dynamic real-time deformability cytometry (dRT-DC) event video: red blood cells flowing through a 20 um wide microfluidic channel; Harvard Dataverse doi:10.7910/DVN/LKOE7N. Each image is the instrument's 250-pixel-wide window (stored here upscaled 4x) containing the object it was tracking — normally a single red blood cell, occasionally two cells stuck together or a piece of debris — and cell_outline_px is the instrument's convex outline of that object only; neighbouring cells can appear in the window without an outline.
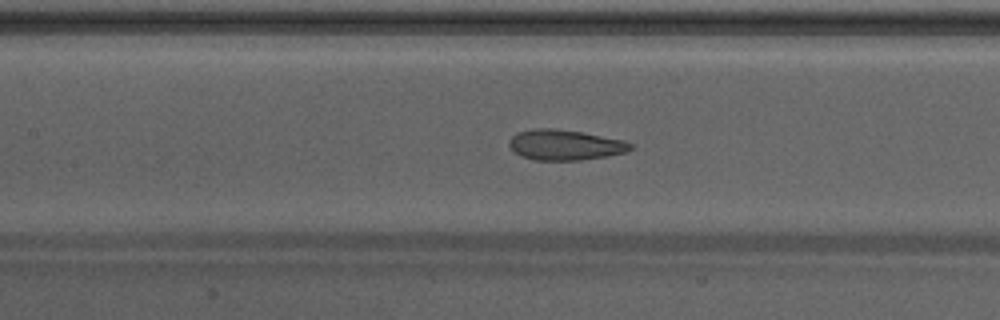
{"species": "Egyptian fruit bat (a non-hibernating species)", "species_latin": "Rousettus aegyptiacus", "temperature_condition": "warm", "stored_images_in_passage": 18, "camera_frame_rate_fps": 3000, "um_per_image_px": 0.085, "animal": {"sex": "male"}, "frame": {"image": 1, "passage_image": 16, "time_ms": 5.0, "image_size_px": [1000, 320], "cell_outline_px": [[632, 148], [628, 152], [608, 156], [580, 160], [536, 160], [520, 156], [508, 144], [508, 140], [512, 136], [520, 132], [532, 128], [548, 128], [580, 132], [624, 140], [632, 144]], "centroid_in_image_um": [48.03, 12.32], "position_along_channel_um": 159.4, "area_um2": 21.39}}